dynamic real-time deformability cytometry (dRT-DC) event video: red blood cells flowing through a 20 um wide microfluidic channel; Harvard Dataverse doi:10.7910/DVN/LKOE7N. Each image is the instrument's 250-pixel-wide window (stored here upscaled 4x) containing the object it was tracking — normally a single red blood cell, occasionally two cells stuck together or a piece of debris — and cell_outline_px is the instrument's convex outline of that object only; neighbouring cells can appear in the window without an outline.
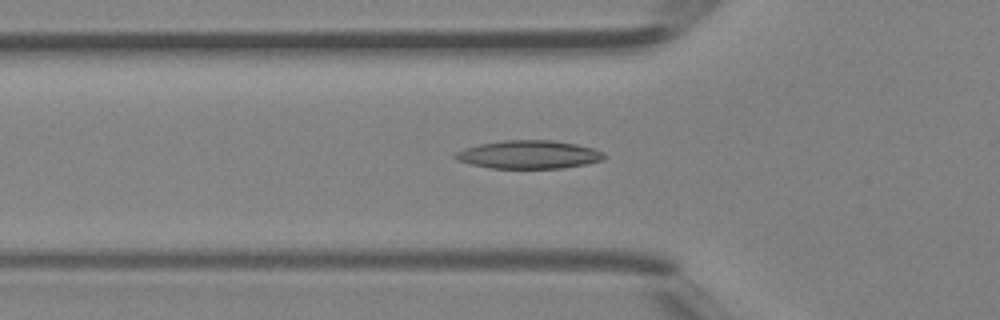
{"species": "Egyptian fruit bat (a non-hibernating species)", "species_latin": "Rousettus aegyptiacus", "temperature_condition": "room temperature", "stored_images_in_passage": 29, "camera_frame_rate_fps": 3000, "um_per_image_px": 0.085, "animal": {"sex": "female"}, "frame": {"image": 1, "passage_image": 2, "time_ms": 0.333, "image_size_px": [1000, 320], "cell_outline_px": [[604, 160], [584, 164], [560, 168], [492, 168], [472, 164], [456, 160], [452, 156], [456, 152], [464, 148], [480, 144], [504, 140], [552, 140], [576, 144], [592, 148], [604, 152]], "centroid_in_image_um": [44.93, 13.13], "position_along_channel_um": 80.9, "area_um2": 24.33}}
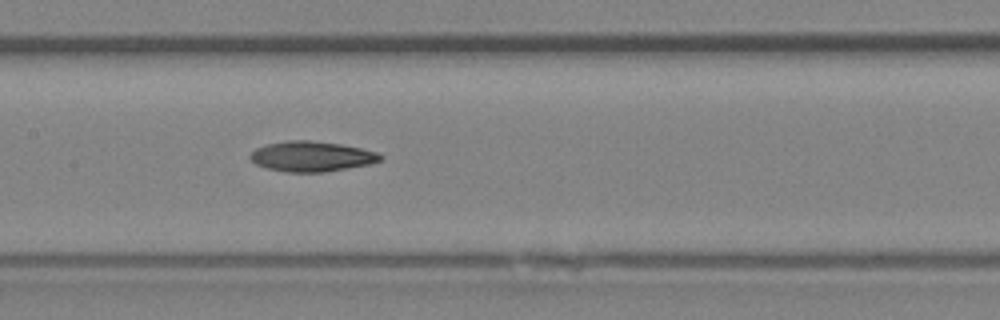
{"frame": {"image": 2, "passage_image": 8, "time_ms": 2.333, "image_size_px": [1000, 320], "cell_outline_px": [[384, 156], [380, 160], [372, 164], [324, 172], [284, 172], [268, 168], [256, 164], [248, 156], [256, 148], [264, 144], [288, 140], [308, 140], [340, 144], [360, 148], [376, 152]], "centroid_in_image_um": [26.48, 13.29], "position_along_channel_um": 180.9, "area_um2": 22.95}}
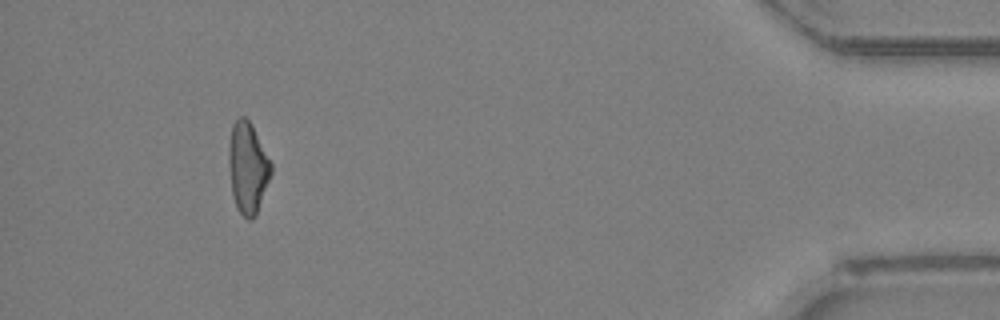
{"frame": {"image": 3, "passage_image": 26, "time_ms": 8.333, "image_size_px": [1000, 320], "cell_outline_px": [[272, 172], [256, 216], [252, 220], [248, 220], [236, 208], [232, 196], [228, 160], [228, 148], [232, 124], [240, 116], [244, 116], [252, 124], [272, 164]], "centroid_in_image_um": [21.05, 14.27], "position_along_channel_um": 414.2, "area_um2": 22.66}}